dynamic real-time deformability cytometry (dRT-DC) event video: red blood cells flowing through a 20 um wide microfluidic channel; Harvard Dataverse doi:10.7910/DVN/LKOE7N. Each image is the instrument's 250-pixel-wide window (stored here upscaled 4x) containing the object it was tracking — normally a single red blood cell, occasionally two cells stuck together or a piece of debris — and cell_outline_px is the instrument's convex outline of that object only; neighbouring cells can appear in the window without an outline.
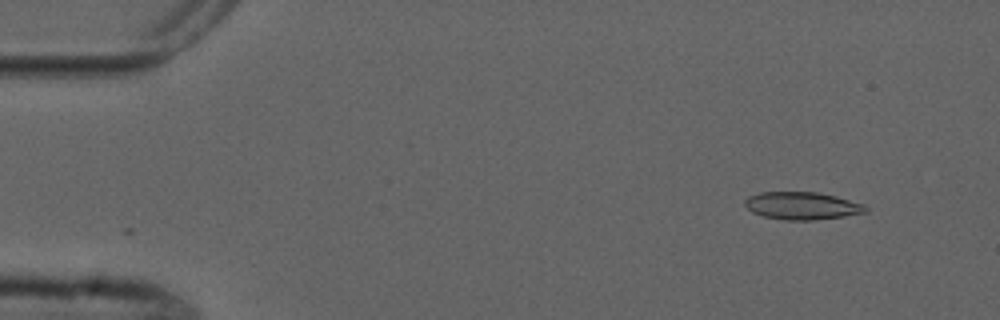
{"species": "common noctule bat (a hibernating species)", "species_latin": "Nyctalus noctula", "temperature_condition": "cold", "stored_images_in_passage": 5, "camera_frame_rate_fps": 3000, "um_per_image_px": 0.085, "animal": {"sex": "male", "forearm_length_mm": 52.5}, "frame": {"image": 1, "passage_image": 2, "time_ms": 1.333, "image_size_px": [1000, 320], "cell_outline_px": [[868, 212], [844, 216], [812, 220], [784, 220], [764, 216], [752, 212], [744, 204], [744, 200], [748, 196], [760, 192], [816, 192], [836, 196], [864, 204], [868, 208]], "centroid_in_image_um": [68.18, 17.49], "position_along_channel_um": 16.8, "area_um2": 19.42}}